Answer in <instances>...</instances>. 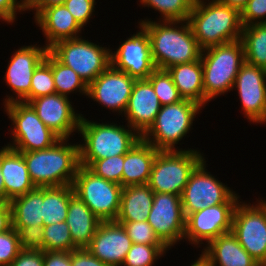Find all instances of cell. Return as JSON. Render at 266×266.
Instances as JSON below:
<instances>
[{
    "mask_svg": "<svg viewBox=\"0 0 266 266\" xmlns=\"http://www.w3.org/2000/svg\"><path fill=\"white\" fill-rule=\"evenodd\" d=\"M20 1L27 8L34 0H20Z\"/></svg>",
    "mask_w": 266,
    "mask_h": 266,
    "instance_id": "db71d44e",
    "label": "cell"
},
{
    "mask_svg": "<svg viewBox=\"0 0 266 266\" xmlns=\"http://www.w3.org/2000/svg\"><path fill=\"white\" fill-rule=\"evenodd\" d=\"M44 250H23L9 266H44Z\"/></svg>",
    "mask_w": 266,
    "mask_h": 266,
    "instance_id": "f6af8a7d",
    "label": "cell"
},
{
    "mask_svg": "<svg viewBox=\"0 0 266 266\" xmlns=\"http://www.w3.org/2000/svg\"><path fill=\"white\" fill-rule=\"evenodd\" d=\"M124 155L92 161L87 168L95 175L122 186Z\"/></svg>",
    "mask_w": 266,
    "mask_h": 266,
    "instance_id": "74e56055",
    "label": "cell"
},
{
    "mask_svg": "<svg viewBox=\"0 0 266 266\" xmlns=\"http://www.w3.org/2000/svg\"><path fill=\"white\" fill-rule=\"evenodd\" d=\"M70 97L60 94L41 96L28 103L41 121L61 139H71L79 131L82 112ZM72 137V138H71Z\"/></svg>",
    "mask_w": 266,
    "mask_h": 266,
    "instance_id": "d6986e66",
    "label": "cell"
},
{
    "mask_svg": "<svg viewBox=\"0 0 266 266\" xmlns=\"http://www.w3.org/2000/svg\"><path fill=\"white\" fill-rule=\"evenodd\" d=\"M13 227L44 226L43 187H37L25 195L10 201Z\"/></svg>",
    "mask_w": 266,
    "mask_h": 266,
    "instance_id": "f1b7e54d",
    "label": "cell"
},
{
    "mask_svg": "<svg viewBox=\"0 0 266 266\" xmlns=\"http://www.w3.org/2000/svg\"><path fill=\"white\" fill-rule=\"evenodd\" d=\"M71 264L72 266H108L93 256L87 248L71 251Z\"/></svg>",
    "mask_w": 266,
    "mask_h": 266,
    "instance_id": "bcb514c9",
    "label": "cell"
},
{
    "mask_svg": "<svg viewBox=\"0 0 266 266\" xmlns=\"http://www.w3.org/2000/svg\"><path fill=\"white\" fill-rule=\"evenodd\" d=\"M233 91L238 94L242 115L249 124L266 127V70L245 62L235 78Z\"/></svg>",
    "mask_w": 266,
    "mask_h": 266,
    "instance_id": "2e32d148",
    "label": "cell"
},
{
    "mask_svg": "<svg viewBox=\"0 0 266 266\" xmlns=\"http://www.w3.org/2000/svg\"><path fill=\"white\" fill-rule=\"evenodd\" d=\"M102 221L77 196L70 198L66 223L69 226L73 244L78 248H87L99 224Z\"/></svg>",
    "mask_w": 266,
    "mask_h": 266,
    "instance_id": "484cf974",
    "label": "cell"
},
{
    "mask_svg": "<svg viewBox=\"0 0 266 266\" xmlns=\"http://www.w3.org/2000/svg\"><path fill=\"white\" fill-rule=\"evenodd\" d=\"M204 109L212 100L232 91L235 78L245 63L241 40L202 50Z\"/></svg>",
    "mask_w": 266,
    "mask_h": 266,
    "instance_id": "5b68a950",
    "label": "cell"
},
{
    "mask_svg": "<svg viewBox=\"0 0 266 266\" xmlns=\"http://www.w3.org/2000/svg\"><path fill=\"white\" fill-rule=\"evenodd\" d=\"M188 266H211V263L202 254H198L197 258Z\"/></svg>",
    "mask_w": 266,
    "mask_h": 266,
    "instance_id": "816d5d0a",
    "label": "cell"
},
{
    "mask_svg": "<svg viewBox=\"0 0 266 266\" xmlns=\"http://www.w3.org/2000/svg\"><path fill=\"white\" fill-rule=\"evenodd\" d=\"M171 75L180 96L204 108L203 69L201 59L176 64L166 69Z\"/></svg>",
    "mask_w": 266,
    "mask_h": 266,
    "instance_id": "4316f807",
    "label": "cell"
},
{
    "mask_svg": "<svg viewBox=\"0 0 266 266\" xmlns=\"http://www.w3.org/2000/svg\"><path fill=\"white\" fill-rule=\"evenodd\" d=\"M135 81L126 72L110 65L88 86L87 98L102 109H108L109 114L113 112L123 119Z\"/></svg>",
    "mask_w": 266,
    "mask_h": 266,
    "instance_id": "ac0fdd59",
    "label": "cell"
},
{
    "mask_svg": "<svg viewBox=\"0 0 266 266\" xmlns=\"http://www.w3.org/2000/svg\"><path fill=\"white\" fill-rule=\"evenodd\" d=\"M89 120L82 114L78 137L80 165L87 167L92 161L125 155L141 136L127 123ZM101 122V123H100ZM119 124V125H118ZM81 140V141H80Z\"/></svg>",
    "mask_w": 266,
    "mask_h": 266,
    "instance_id": "7a4b0ae2",
    "label": "cell"
},
{
    "mask_svg": "<svg viewBox=\"0 0 266 266\" xmlns=\"http://www.w3.org/2000/svg\"><path fill=\"white\" fill-rule=\"evenodd\" d=\"M187 21L202 49L241 39L240 11L217 0H195Z\"/></svg>",
    "mask_w": 266,
    "mask_h": 266,
    "instance_id": "277c9868",
    "label": "cell"
},
{
    "mask_svg": "<svg viewBox=\"0 0 266 266\" xmlns=\"http://www.w3.org/2000/svg\"><path fill=\"white\" fill-rule=\"evenodd\" d=\"M91 41L81 36L58 41L49 48V51L62 64L72 68L87 86L111 65L110 45Z\"/></svg>",
    "mask_w": 266,
    "mask_h": 266,
    "instance_id": "ba28073f",
    "label": "cell"
},
{
    "mask_svg": "<svg viewBox=\"0 0 266 266\" xmlns=\"http://www.w3.org/2000/svg\"><path fill=\"white\" fill-rule=\"evenodd\" d=\"M19 237L20 247L23 250H44L43 226L13 227Z\"/></svg>",
    "mask_w": 266,
    "mask_h": 266,
    "instance_id": "b9f144b4",
    "label": "cell"
},
{
    "mask_svg": "<svg viewBox=\"0 0 266 266\" xmlns=\"http://www.w3.org/2000/svg\"><path fill=\"white\" fill-rule=\"evenodd\" d=\"M66 0H34L28 7H27V13L33 12L32 15H34V19L45 9L52 7V6H58L65 2Z\"/></svg>",
    "mask_w": 266,
    "mask_h": 266,
    "instance_id": "c3c4849f",
    "label": "cell"
},
{
    "mask_svg": "<svg viewBox=\"0 0 266 266\" xmlns=\"http://www.w3.org/2000/svg\"><path fill=\"white\" fill-rule=\"evenodd\" d=\"M125 228L129 238L135 244L164 245L156 236L147 221H116Z\"/></svg>",
    "mask_w": 266,
    "mask_h": 266,
    "instance_id": "f35d334b",
    "label": "cell"
},
{
    "mask_svg": "<svg viewBox=\"0 0 266 266\" xmlns=\"http://www.w3.org/2000/svg\"><path fill=\"white\" fill-rule=\"evenodd\" d=\"M33 20V23L42 30L45 37L44 45L48 49L58 41L81 37L85 30L78 24L64 4L43 10Z\"/></svg>",
    "mask_w": 266,
    "mask_h": 266,
    "instance_id": "7402d4cb",
    "label": "cell"
},
{
    "mask_svg": "<svg viewBox=\"0 0 266 266\" xmlns=\"http://www.w3.org/2000/svg\"><path fill=\"white\" fill-rule=\"evenodd\" d=\"M169 249L165 245L132 244L122 266H155Z\"/></svg>",
    "mask_w": 266,
    "mask_h": 266,
    "instance_id": "e575fe53",
    "label": "cell"
},
{
    "mask_svg": "<svg viewBox=\"0 0 266 266\" xmlns=\"http://www.w3.org/2000/svg\"><path fill=\"white\" fill-rule=\"evenodd\" d=\"M27 12V8L20 0H0V17L8 25L15 24L17 14L23 15Z\"/></svg>",
    "mask_w": 266,
    "mask_h": 266,
    "instance_id": "ee69618b",
    "label": "cell"
},
{
    "mask_svg": "<svg viewBox=\"0 0 266 266\" xmlns=\"http://www.w3.org/2000/svg\"><path fill=\"white\" fill-rule=\"evenodd\" d=\"M37 43L39 42L19 46V49H14L15 52H12L2 78L11 92L4 96L2 105L22 101L30 93L33 72L49 51L44 44Z\"/></svg>",
    "mask_w": 266,
    "mask_h": 266,
    "instance_id": "5bb4252c",
    "label": "cell"
},
{
    "mask_svg": "<svg viewBox=\"0 0 266 266\" xmlns=\"http://www.w3.org/2000/svg\"><path fill=\"white\" fill-rule=\"evenodd\" d=\"M211 266H261L228 232L211 240L200 252Z\"/></svg>",
    "mask_w": 266,
    "mask_h": 266,
    "instance_id": "cb8c5ba5",
    "label": "cell"
},
{
    "mask_svg": "<svg viewBox=\"0 0 266 266\" xmlns=\"http://www.w3.org/2000/svg\"><path fill=\"white\" fill-rule=\"evenodd\" d=\"M3 21V22H2ZM0 22L2 23V24H5L6 22L0 17Z\"/></svg>",
    "mask_w": 266,
    "mask_h": 266,
    "instance_id": "9f6ffc18",
    "label": "cell"
},
{
    "mask_svg": "<svg viewBox=\"0 0 266 266\" xmlns=\"http://www.w3.org/2000/svg\"><path fill=\"white\" fill-rule=\"evenodd\" d=\"M203 109L201 105L187 99L175 104L163 105L154 123L141 138L159 151L193 150L189 147L180 148V145L185 137H189L190 131L194 129V121H197L196 118Z\"/></svg>",
    "mask_w": 266,
    "mask_h": 266,
    "instance_id": "8992f818",
    "label": "cell"
},
{
    "mask_svg": "<svg viewBox=\"0 0 266 266\" xmlns=\"http://www.w3.org/2000/svg\"><path fill=\"white\" fill-rule=\"evenodd\" d=\"M0 168L4 180L5 200L25 195L37 187L33 184L21 152L0 146Z\"/></svg>",
    "mask_w": 266,
    "mask_h": 266,
    "instance_id": "603a6c76",
    "label": "cell"
},
{
    "mask_svg": "<svg viewBox=\"0 0 266 266\" xmlns=\"http://www.w3.org/2000/svg\"><path fill=\"white\" fill-rule=\"evenodd\" d=\"M8 202L4 199V198H2V197H0V210L7 204Z\"/></svg>",
    "mask_w": 266,
    "mask_h": 266,
    "instance_id": "11a10c76",
    "label": "cell"
},
{
    "mask_svg": "<svg viewBox=\"0 0 266 266\" xmlns=\"http://www.w3.org/2000/svg\"><path fill=\"white\" fill-rule=\"evenodd\" d=\"M13 228L12 209L10 203H7L0 210V233Z\"/></svg>",
    "mask_w": 266,
    "mask_h": 266,
    "instance_id": "681fc988",
    "label": "cell"
},
{
    "mask_svg": "<svg viewBox=\"0 0 266 266\" xmlns=\"http://www.w3.org/2000/svg\"><path fill=\"white\" fill-rule=\"evenodd\" d=\"M240 13L243 27L255 23H266V0H249Z\"/></svg>",
    "mask_w": 266,
    "mask_h": 266,
    "instance_id": "7bdbcfd3",
    "label": "cell"
},
{
    "mask_svg": "<svg viewBox=\"0 0 266 266\" xmlns=\"http://www.w3.org/2000/svg\"><path fill=\"white\" fill-rule=\"evenodd\" d=\"M63 4L83 29L88 27L87 24L91 25L90 21L95 18L96 0H66Z\"/></svg>",
    "mask_w": 266,
    "mask_h": 266,
    "instance_id": "60d3db41",
    "label": "cell"
},
{
    "mask_svg": "<svg viewBox=\"0 0 266 266\" xmlns=\"http://www.w3.org/2000/svg\"><path fill=\"white\" fill-rule=\"evenodd\" d=\"M132 244L122 224L102 221L87 250L108 266H122Z\"/></svg>",
    "mask_w": 266,
    "mask_h": 266,
    "instance_id": "ffe728a7",
    "label": "cell"
},
{
    "mask_svg": "<svg viewBox=\"0 0 266 266\" xmlns=\"http://www.w3.org/2000/svg\"><path fill=\"white\" fill-rule=\"evenodd\" d=\"M3 106V113L11 123L8 129L11 139L5 146L18 152L38 151L52 147L61 139L41 121L29 103L15 101Z\"/></svg>",
    "mask_w": 266,
    "mask_h": 266,
    "instance_id": "52a82bcc",
    "label": "cell"
},
{
    "mask_svg": "<svg viewBox=\"0 0 266 266\" xmlns=\"http://www.w3.org/2000/svg\"><path fill=\"white\" fill-rule=\"evenodd\" d=\"M161 107L152 84L147 79L136 80L122 120L142 136L154 123Z\"/></svg>",
    "mask_w": 266,
    "mask_h": 266,
    "instance_id": "44dd1931",
    "label": "cell"
},
{
    "mask_svg": "<svg viewBox=\"0 0 266 266\" xmlns=\"http://www.w3.org/2000/svg\"><path fill=\"white\" fill-rule=\"evenodd\" d=\"M137 29L134 34L121 41L117 48L111 49V65L136 80L148 79L156 66L147 30L138 23Z\"/></svg>",
    "mask_w": 266,
    "mask_h": 266,
    "instance_id": "e0dca14e",
    "label": "cell"
},
{
    "mask_svg": "<svg viewBox=\"0 0 266 266\" xmlns=\"http://www.w3.org/2000/svg\"><path fill=\"white\" fill-rule=\"evenodd\" d=\"M0 197L5 199V187H4L3 176L1 173V168H0Z\"/></svg>",
    "mask_w": 266,
    "mask_h": 266,
    "instance_id": "f5cc1de1",
    "label": "cell"
},
{
    "mask_svg": "<svg viewBox=\"0 0 266 266\" xmlns=\"http://www.w3.org/2000/svg\"><path fill=\"white\" fill-rule=\"evenodd\" d=\"M263 198L258 196L252 204L250 200L238 202L231 232L261 266H266V197Z\"/></svg>",
    "mask_w": 266,
    "mask_h": 266,
    "instance_id": "30bf717a",
    "label": "cell"
},
{
    "mask_svg": "<svg viewBox=\"0 0 266 266\" xmlns=\"http://www.w3.org/2000/svg\"><path fill=\"white\" fill-rule=\"evenodd\" d=\"M55 93L56 88L52 75V53L48 51L45 59L34 70L30 93L22 101L28 103L32 99Z\"/></svg>",
    "mask_w": 266,
    "mask_h": 266,
    "instance_id": "836d02e7",
    "label": "cell"
},
{
    "mask_svg": "<svg viewBox=\"0 0 266 266\" xmlns=\"http://www.w3.org/2000/svg\"><path fill=\"white\" fill-rule=\"evenodd\" d=\"M52 75L57 94L71 98V94L78 92L87 99L88 86L72 68L62 64L53 54Z\"/></svg>",
    "mask_w": 266,
    "mask_h": 266,
    "instance_id": "1f68e13d",
    "label": "cell"
},
{
    "mask_svg": "<svg viewBox=\"0 0 266 266\" xmlns=\"http://www.w3.org/2000/svg\"><path fill=\"white\" fill-rule=\"evenodd\" d=\"M157 150L142 138L124 155L122 187L148 184Z\"/></svg>",
    "mask_w": 266,
    "mask_h": 266,
    "instance_id": "d4e9b609",
    "label": "cell"
},
{
    "mask_svg": "<svg viewBox=\"0 0 266 266\" xmlns=\"http://www.w3.org/2000/svg\"><path fill=\"white\" fill-rule=\"evenodd\" d=\"M147 80L152 84L162 106L183 100L167 70L156 68Z\"/></svg>",
    "mask_w": 266,
    "mask_h": 266,
    "instance_id": "8d00e7d4",
    "label": "cell"
},
{
    "mask_svg": "<svg viewBox=\"0 0 266 266\" xmlns=\"http://www.w3.org/2000/svg\"><path fill=\"white\" fill-rule=\"evenodd\" d=\"M147 222L169 250L177 244L181 245L180 241H183L186 226L181 196L154 192Z\"/></svg>",
    "mask_w": 266,
    "mask_h": 266,
    "instance_id": "9a60e30c",
    "label": "cell"
},
{
    "mask_svg": "<svg viewBox=\"0 0 266 266\" xmlns=\"http://www.w3.org/2000/svg\"><path fill=\"white\" fill-rule=\"evenodd\" d=\"M241 42L245 62L266 70V23H255L243 27Z\"/></svg>",
    "mask_w": 266,
    "mask_h": 266,
    "instance_id": "4dcf8cb0",
    "label": "cell"
},
{
    "mask_svg": "<svg viewBox=\"0 0 266 266\" xmlns=\"http://www.w3.org/2000/svg\"><path fill=\"white\" fill-rule=\"evenodd\" d=\"M219 3L231 6L238 11H242L245 5L249 2V0H217Z\"/></svg>",
    "mask_w": 266,
    "mask_h": 266,
    "instance_id": "f907efd6",
    "label": "cell"
},
{
    "mask_svg": "<svg viewBox=\"0 0 266 266\" xmlns=\"http://www.w3.org/2000/svg\"><path fill=\"white\" fill-rule=\"evenodd\" d=\"M74 193L101 221H115L120 211L122 186L79 166L72 184Z\"/></svg>",
    "mask_w": 266,
    "mask_h": 266,
    "instance_id": "8fae6325",
    "label": "cell"
},
{
    "mask_svg": "<svg viewBox=\"0 0 266 266\" xmlns=\"http://www.w3.org/2000/svg\"><path fill=\"white\" fill-rule=\"evenodd\" d=\"M74 194L72 185L43 187L44 226L66 221L70 198Z\"/></svg>",
    "mask_w": 266,
    "mask_h": 266,
    "instance_id": "f546056e",
    "label": "cell"
},
{
    "mask_svg": "<svg viewBox=\"0 0 266 266\" xmlns=\"http://www.w3.org/2000/svg\"><path fill=\"white\" fill-rule=\"evenodd\" d=\"M240 200L241 195L236 192L226 203L190 213L186 217L183 243L202 249L219 235L231 232L233 213Z\"/></svg>",
    "mask_w": 266,
    "mask_h": 266,
    "instance_id": "7c38bea8",
    "label": "cell"
},
{
    "mask_svg": "<svg viewBox=\"0 0 266 266\" xmlns=\"http://www.w3.org/2000/svg\"><path fill=\"white\" fill-rule=\"evenodd\" d=\"M198 150H168L156 154L149 187L153 192L171 193L181 196L192 171L205 158Z\"/></svg>",
    "mask_w": 266,
    "mask_h": 266,
    "instance_id": "9c48e42d",
    "label": "cell"
},
{
    "mask_svg": "<svg viewBox=\"0 0 266 266\" xmlns=\"http://www.w3.org/2000/svg\"><path fill=\"white\" fill-rule=\"evenodd\" d=\"M20 251L18 233L14 228L0 233V266H9Z\"/></svg>",
    "mask_w": 266,
    "mask_h": 266,
    "instance_id": "ab89813d",
    "label": "cell"
},
{
    "mask_svg": "<svg viewBox=\"0 0 266 266\" xmlns=\"http://www.w3.org/2000/svg\"><path fill=\"white\" fill-rule=\"evenodd\" d=\"M148 32L151 54L156 68L164 69L201 59L198 44L188 21L138 19Z\"/></svg>",
    "mask_w": 266,
    "mask_h": 266,
    "instance_id": "6da1fadb",
    "label": "cell"
},
{
    "mask_svg": "<svg viewBox=\"0 0 266 266\" xmlns=\"http://www.w3.org/2000/svg\"><path fill=\"white\" fill-rule=\"evenodd\" d=\"M44 251H67L78 249L72 241L66 221L43 226Z\"/></svg>",
    "mask_w": 266,
    "mask_h": 266,
    "instance_id": "d590c367",
    "label": "cell"
},
{
    "mask_svg": "<svg viewBox=\"0 0 266 266\" xmlns=\"http://www.w3.org/2000/svg\"><path fill=\"white\" fill-rule=\"evenodd\" d=\"M154 192L148 184L122 188L120 211L115 221H147Z\"/></svg>",
    "mask_w": 266,
    "mask_h": 266,
    "instance_id": "83f0119b",
    "label": "cell"
},
{
    "mask_svg": "<svg viewBox=\"0 0 266 266\" xmlns=\"http://www.w3.org/2000/svg\"><path fill=\"white\" fill-rule=\"evenodd\" d=\"M60 139L52 147L21 152L36 187L72 185L80 166L79 142Z\"/></svg>",
    "mask_w": 266,
    "mask_h": 266,
    "instance_id": "3957f363",
    "label": "cell"
},
{
    "mask_svg": "<svg viewBox=\"0 0 266 266\" xmlns=\"http://www.w3.org/2000/svg\"><path fill=\"white\" fill-rule=\"evenodd\" d=\"M206 159L208 160L205 157L192 171L181 194L185 217L207 207L226 203L236 193L227 183L225 185L221 182L217 175L207 170Z\"/></svg>",
    "mask_w": 266,
    "mask_h": 266,
    "instance_id": "4fadbf2b",
    "label": "cell"
},
{
    "mask_svg": "<svg viewBox=\"0 0 266 266\" xmlns=\"http://www.w3.org/2000/svg\"><path fill=\"white\" fill-rule=\"evenodd\" d=\"M142 8L156 11L160 16L156 20L186 21L195 0H137Z\"/></svg>",
    "mask_w": 266,
    "mask_h": 266,
    "instance_id": "d6a6232c",
    "label": "cell"
},
{
    "mask_svg": "<svg viewBox=\"0 0 266 266\" xmlns=\"http://www.w3.org/2000/svg\"><path fill=\"white\" fill-rule=\"evenodd\" d=\"M44 266H72L71 252L44 251Z\"/></svg>",
    "mask_w": 266,
    "mask_h": 266,
    "instance_id": "7dc6e473",
    "label": "cell"
}]
</instances>
